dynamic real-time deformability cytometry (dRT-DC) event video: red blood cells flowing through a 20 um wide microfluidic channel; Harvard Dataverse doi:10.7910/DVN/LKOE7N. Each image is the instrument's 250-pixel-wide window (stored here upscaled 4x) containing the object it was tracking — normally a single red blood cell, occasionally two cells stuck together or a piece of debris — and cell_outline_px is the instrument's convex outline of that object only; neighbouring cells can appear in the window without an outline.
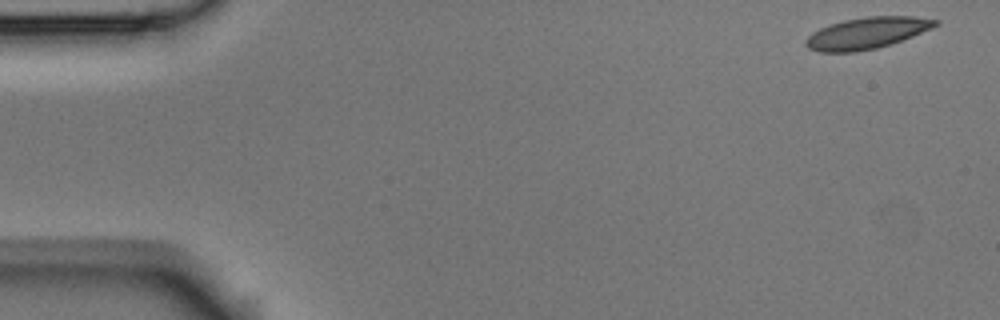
{"species": "Egyptian fruit bat (a non-hibernating species)", "species_latin": "Rousettus aegyptiacus", "temperature_condition": "room temperature", "stored_images_in_passage": 8, "camera_frame_rate_fps": 3000, "um_per_image_px": 0.085, "animal": {"sex": "male"}, "frame": {"image": 1, "passage_image": 1, "time_ms": 0.0, "image_size_px": [1000, 320], "cell_outline_px": [[940, 24], [932, 28], [912, 36], [876, 48], [856, 52], [820, 52], [808, 48], [804, 44], [804, 40], [812, 32], [820, 28], [844, 20], [868, 16], [916, 16], [940, 20]], "centroid_in_image_um": [73.68, 2.8], "position_along_channel_um": 11.3, "area_um2": 23.7}}